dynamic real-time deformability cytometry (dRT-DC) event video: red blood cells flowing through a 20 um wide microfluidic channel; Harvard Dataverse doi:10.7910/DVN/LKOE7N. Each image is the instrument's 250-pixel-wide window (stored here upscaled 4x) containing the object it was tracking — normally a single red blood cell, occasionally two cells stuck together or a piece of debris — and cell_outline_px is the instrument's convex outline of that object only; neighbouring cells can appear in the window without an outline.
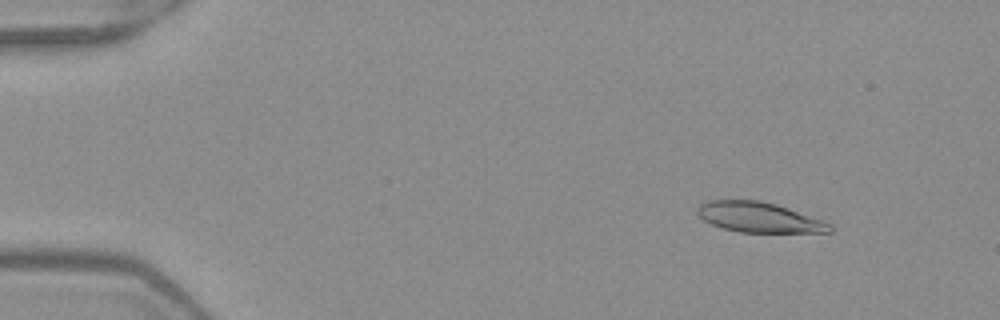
{"species": "Egyptian fruit bat (a non-hibernating species)", "species_latin": "Rousettus aegyptiacus", "temperature_condition": "warm", "stored_images_in_passage": 51, "camera_frame_rate_fps": 3000, "um_per_image_px": 0.085, "frame": {"image": 1, "passage_image": 6, "time_ms": 1.667, "image_size_px": [1000, 320], "cell_outline_px": [[832, 232], [740, 232], [720, 228], [704, 220], [696, 212], [696, 208], [700, 204], [708, 200], [760, 200], [776, 204], [788, 208], [832, 224]], "centroid_in_image_um": [64.48, 18.47], "position_along_channel_um": 20.5, "area_um2": 23.18}}
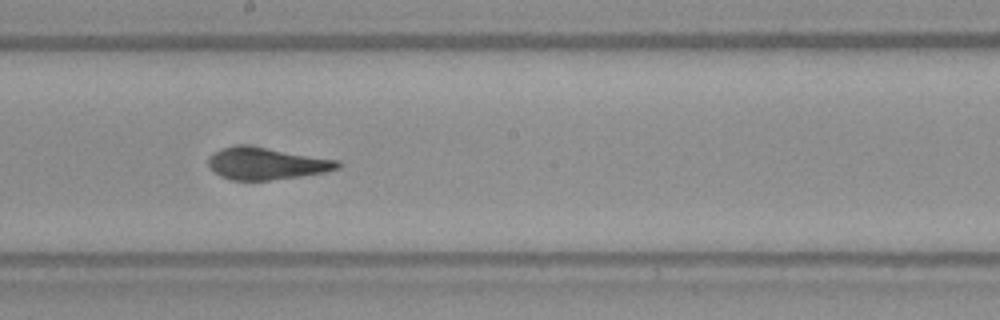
{"frame": {"image": 2, "passage_image": 29, "time_ms": 9.333, "image_size_px": [1000, 320], "cell_outline_px": [[344, 164], [340, 168], [324, 172], [300, 176], [272, 180], [232, 180], [220, 176], [212, 172], [208, 168], [208, 156], [212, 152], [220, 148], [264, 148], [340, 160]], "centroid_in_image_um": [22.66, 13.94], "position_along_channel_um": 225.5, "area_um2": 23.64}}
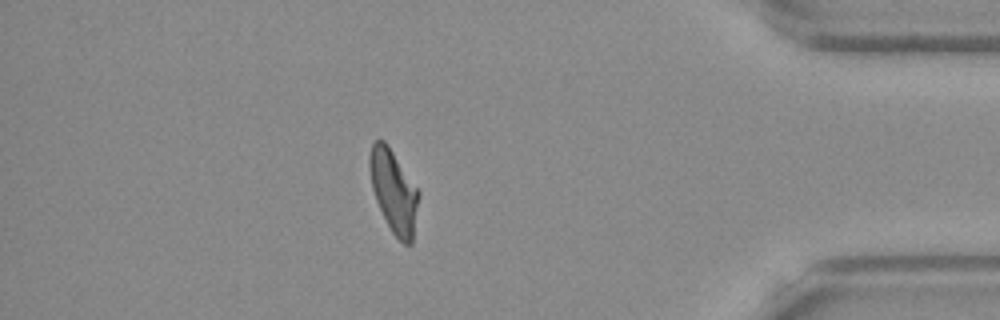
{"frame": {"image": 3, "passage_image": 45, "time_ms": 14.667, "image_size_px": [1000, 320], "cell_outline_px": [[420, 192], [412, 244], [404, 244], [392, 232], [376, 200], [372, 188], [368, 168], [368, 156], [372, 144], [376, 140], [384, 140], [388, 144]], "centroid_in_image_um": [33.46, 16.22], "position_along_channel_um": 401.7, "area_um2": 23.58}, "authors_computed_cell_mechanics": {"area_um2": 23.6402, "velocity_mm_per_s": 3.9925, "shape_relaxation_time_tau1_ms": null, "shape_relaxation_time_tau2_ms": 2.0775, "deformation_change_tau1": null, "deformation_change_tau2": 0.1048}}